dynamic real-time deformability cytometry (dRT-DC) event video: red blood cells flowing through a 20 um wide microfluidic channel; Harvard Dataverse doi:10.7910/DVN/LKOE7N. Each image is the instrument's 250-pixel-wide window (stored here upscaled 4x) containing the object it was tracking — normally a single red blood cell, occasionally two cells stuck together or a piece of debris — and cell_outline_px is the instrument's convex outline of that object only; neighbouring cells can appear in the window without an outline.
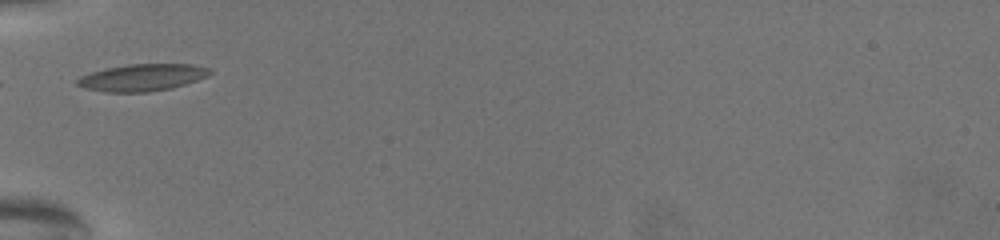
{"species": "common noctule bat (a hibernating species)", "species_latin": "Nyctalus noctula", "temperature_condition": "warm", "stored_images_in_passage": 3, "camera_frame_rate_fps": 3000, "um_per_image_px": 0.085, "animal": {"sex": "female", "body_mass_g": 19.5, "forearm_length_mm": 54.1}, "frame": {"image": 1, "passage_image": 1, "time_ms": 0.0, "image_size_px": [1000, 240], "cell_outline_px": [[212, 72], [208, 76], [172, 88], [148, 92], [104, 92], [84, 88], [76, 84], [76, 80], [80, 76], [92, 72], [108, 68], [128, 64], [192, 64], [212, 68]], "centroid_in_image_um": [12.1, 6.59], "position_along_channel_um": 72.9, "area_um2": 20.87}}